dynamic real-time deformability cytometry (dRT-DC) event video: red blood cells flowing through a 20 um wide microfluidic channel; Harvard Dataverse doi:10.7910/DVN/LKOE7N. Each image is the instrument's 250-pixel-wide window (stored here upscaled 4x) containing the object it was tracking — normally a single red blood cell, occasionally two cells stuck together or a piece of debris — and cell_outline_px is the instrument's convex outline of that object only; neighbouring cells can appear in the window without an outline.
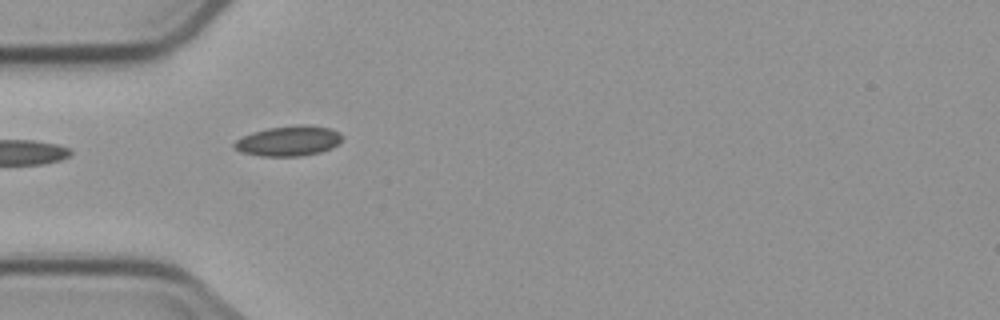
{"species": "common noctule bat (a hibernating species)", "species_latin": "Nyctalus noctula", "temperature_condition": "cold", "stored_images_in_passage": 5, "camera_frame_rate_fps": 3000, "um_per_image_px": 0.085, "animal": {"sex": "male", "body_mass_g": 23.1, "forearm_length_mm": 52.7}, "frame": {"image": 1, "passage_image": 5, "time_ms": 5.0, "image_size_px": [1000, 320], "cell_outline_px": [[340, 140], [332, 148], [320, 152], [300, 156], [260, 156], [240, 152], [232, 144], [236, 140], [252, 132], [268, 128], [300, 124], [308, 124], [328, 128], [336, 132], [340, 136]], "centroid_in_image_um": [24.48, 11.98], "position_along_channel_um": 60.5, "area_um2": 18.73}}